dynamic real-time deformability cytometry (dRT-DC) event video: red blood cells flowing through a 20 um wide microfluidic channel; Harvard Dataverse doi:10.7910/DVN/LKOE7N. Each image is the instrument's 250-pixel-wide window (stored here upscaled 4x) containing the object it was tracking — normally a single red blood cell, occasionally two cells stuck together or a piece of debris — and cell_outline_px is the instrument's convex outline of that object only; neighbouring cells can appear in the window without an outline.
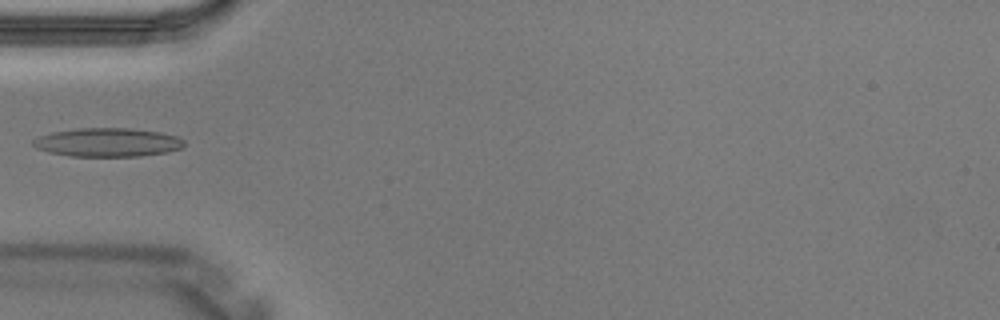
{"species": "Egyptian fruit bat (a non-hibernating species)", "species_latin": "Rousettus aegyptiacus", "temperature_condition": "warm", "stored_images_in_passage": 4, "camera_frame_rate_fps": 3000, "um_per_image_px": 0.085, "animal": {"sex": "male"}, "frame": {"image": 1, "passage_image": 4, "time_ms": 1.0, "image_size_px": [1000, 320], "cell_outline_px": [[184, 144], [180, 148], [168, 152], [140, 156], [72, 156], [48, 152], [36, 148], [32, 144], [32, 140], [40, 136], [52, 132], [76, 128], [132, 128], [160, 132], [176, 136], [184, 140]], "centroid_in_image_um": [9.14, 12.09], "position_along_channel_um": 75.9, "area_um2": 25.26}}